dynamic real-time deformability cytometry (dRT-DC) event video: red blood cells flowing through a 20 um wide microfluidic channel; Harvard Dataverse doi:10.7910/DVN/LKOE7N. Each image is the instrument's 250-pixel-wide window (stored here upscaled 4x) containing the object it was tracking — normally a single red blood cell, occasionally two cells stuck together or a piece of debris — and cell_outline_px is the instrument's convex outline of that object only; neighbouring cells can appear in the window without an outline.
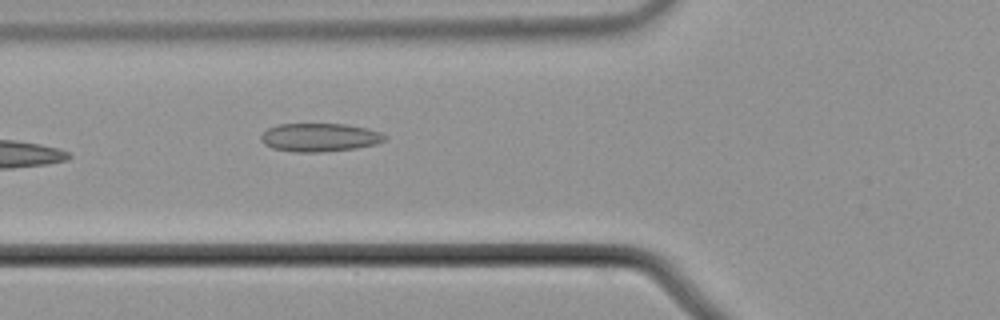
{"species": "common noctule bat (a hibernating species)", "species_latin": "Nyctalus noctula", "temperature_condition": "cold", "stored_images_in_passage": 6, "camera_frame_rate_fps": 3000, "um_per_image_px": 0.085, "animal": {"sex": "male", "body_mass_g": 21.5, "forearm_length_mm": 52.0}, "frame": {"image": 1, "passage_image": 5, "time_ms": 1.333, "image_size_px": [1000, 320], "cell_outline_px": [[388, 136], [384, 140], [376, 144], [356, 148], [324, 152], [296, 152], [272, 148], [264, 144], [260, 140], [260, 136], [268, 128], [276, 124], [348, 124], [368, 128], [380, 132]], "centroid_in_image_um": [27.17, 11.67], "position_along_channel_um": 98.6, "area_um2": 20.63}}